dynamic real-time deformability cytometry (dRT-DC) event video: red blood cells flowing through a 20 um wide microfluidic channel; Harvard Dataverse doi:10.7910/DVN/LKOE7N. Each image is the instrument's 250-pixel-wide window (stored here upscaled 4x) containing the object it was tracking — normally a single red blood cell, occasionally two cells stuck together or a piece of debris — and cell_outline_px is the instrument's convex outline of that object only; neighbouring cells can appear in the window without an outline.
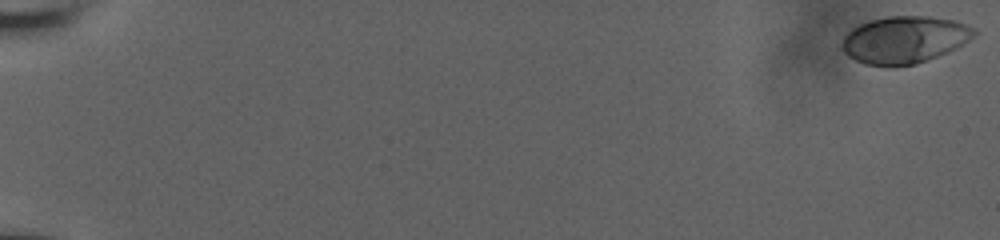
{"species": "human", "species_latin": "Homo sapiens", "temperature_condition": "room temperature", "stored_images_in_passage": 20, "camera_frame_rate_fps": 3000, "um_per_image_px": 0.085, "donor": {"sex": "male"}, "frame": {"image": 1, "passage_image": 1, "time_ms": 0.0, "image_size_px": [1000, 240], "cell_outline_px": [[980, 32], [956, 48], [948, 52], [928, 60], [916, 64], [864, 64], [848, 56], [840, 48], [840, 44], [844, 36], [852, 28], [860, 24], [872, 20], [888, 16], [932, 16], [956, 20], [976, 28]], "centroid_in_image_um": [76.91, 3.35], "position_along_channel_um": 8.1, "area_um2": 36.24}}
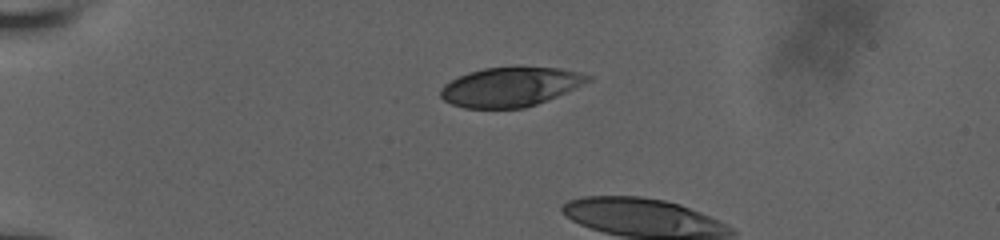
{"frame": {"image": 2, "passage_image": 17, "time_ms": 5.333, "image_size_px": [1000, 240], "cell_outline_px": [[592, 80], [556, 96], [536, 104], [524, 108], [464, 108], [452, 104], [444, 100], [440, 96], [440, 88], [444, 84], [468, 72], [484, 68], [516, 64], [520, 64], [560, 68], [580, 72], [592, 76]], "centroid_in_image_um": [43.39, 7.33], "position_along_channel_um": 41.6, "area_um2": 34.45}}